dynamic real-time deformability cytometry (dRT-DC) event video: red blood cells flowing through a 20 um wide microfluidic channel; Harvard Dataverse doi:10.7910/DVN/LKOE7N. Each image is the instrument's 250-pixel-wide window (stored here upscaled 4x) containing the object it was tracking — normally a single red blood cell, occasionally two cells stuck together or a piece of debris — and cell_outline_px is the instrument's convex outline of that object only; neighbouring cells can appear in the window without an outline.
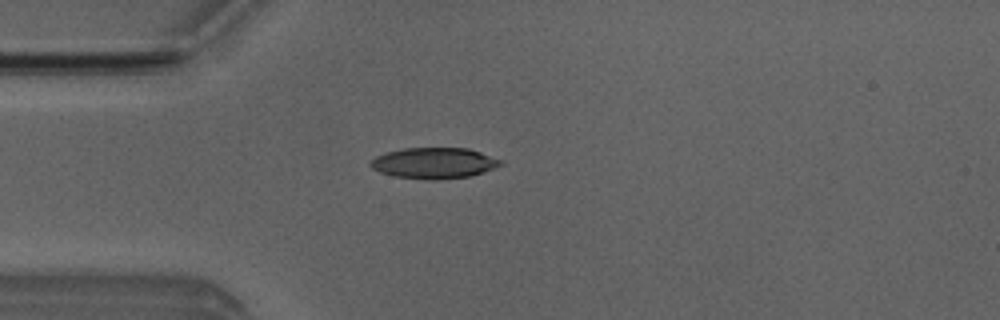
{"species": "Egyptian fruit bat (a non-hibernating species)", "species_latin": "Rousettus aegyptiacus", "temperature_condition": "room temperature", "stored_images_in_passage": 42, "camera_frame_rate_fps": 3000, "um_per_image_px": 0.085, "animal": {"sex": "male"}, "frame": {"image": 1, "passage_image": 4, "time_ms": 1.0, "image_size_px": [1000, 320], "cell_outline_px": [[504, 164], [496, 168], [484, 172], [468, 176], [436, 180], [428, 180], [392, 176], [380, 172], [372, 168], [368, 164], [376, 156], [384, 152], [404, 148], [468, 148], [504, 160]], "centroid_in_image_um": [36.91, 13.86], "position_along_channel_um": 48.1, "area_um2": 23.7}}
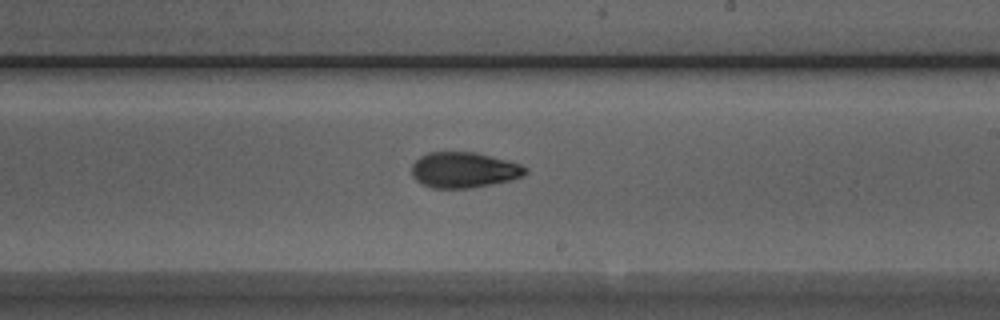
{"frame": {"image": 2, "passage_image": 20, "time_ms": 6.333, "image_size_px": [1000, 320], "cell_outline_px": [[528, 172], [524, 176], [512, 180], [472, 188], [432, 188], [416, 180], [412, 176], [412, 164], [420, 156], [428, 152], [476, 152], [520, 164], [528, 168]], "centroid_in_image_um": [39.45, 14.45], "position_along_channel_um": 249.6, "area_um2": 23.7}}
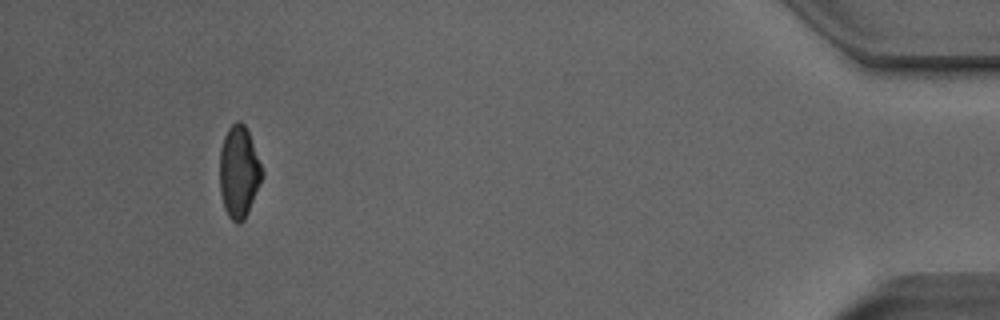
{"frame": {"image": 3, "passage_image": 38, "time_ms": 12.333, "image_size_px": [1000, 320], "cell_outline_px": [[264, 176], [248, 212], [244, 220], [240, 224], [236, 224], [228, 216], [224, 208], [220, 192], [220, 148], [224, 136], [228, 128], [236, 120], [240, 120], [244, 124], [248, 132], [264, 172]], "centroid_in_image_um": [20.31, 14.63], "position_along_channel_um": 414.9, "area_um2": 22.83}, "authors_computed_cell_mechanics": {"area_um2": 23.3512, "velocity_mm_per_s": 3.99, "shape_relaxation_time_tau1_ms": 4.5191, "shape_relaxation_time_tau2_ms": 4.8585, "deformation_change_tau1": 0.1394, "deformation_change_tau2": 0.1156}}